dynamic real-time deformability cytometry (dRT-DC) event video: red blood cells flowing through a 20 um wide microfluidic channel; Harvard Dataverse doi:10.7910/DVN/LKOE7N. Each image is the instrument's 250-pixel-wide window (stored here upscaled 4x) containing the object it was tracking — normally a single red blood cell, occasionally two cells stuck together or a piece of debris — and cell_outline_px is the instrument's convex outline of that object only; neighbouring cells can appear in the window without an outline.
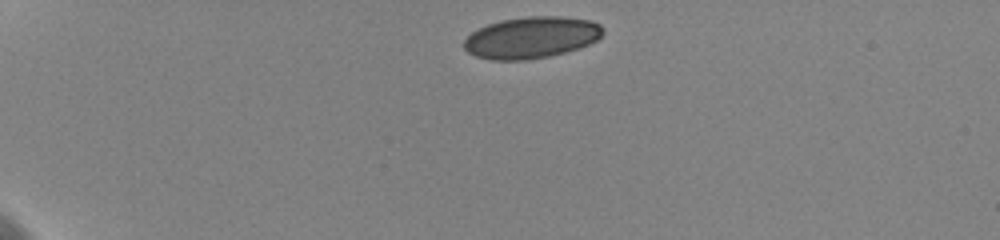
{"species": "human", "species_latin": "Homo sapiens", "temperature_condition": "cold", "stored_images_in_passage": 39, "camera_frame_rate_fps": 3000, "um_per_image_px": 0.085, "donor": {"sex": "female"}, "frame": {"image": 1, "passage_image": 1, "time_ms": 0.0, "image_size_px": [1000, 240], "cell_outline_px": [[604, 32], [596, 40], [588, 44], [564, 52], [548, 56], [524, 60], [488, 60], [476, 56], [468, 52], [464, 48], [464, 40], [472, 32], [488, 24], [504, 20], [528, 16], [560, 16], [588, 20], [600, 24], [604, 28]], "centroid_in_image_um": [45.16, 3.19], "position_along_channel_um": 39.8, "area_um2": 33.35}}
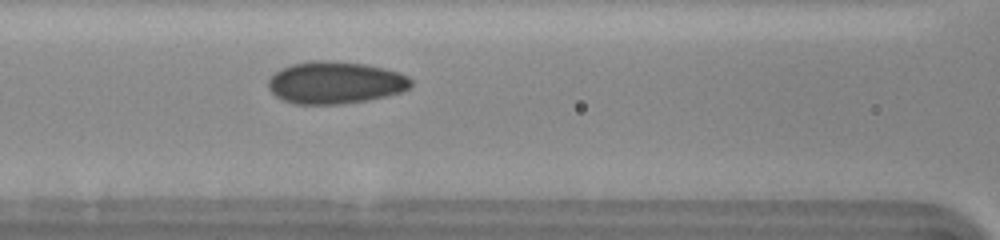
{"frame": {"image": 2, "passage_image": 15, "time_ms": 4.667, "image_size_px": [1000, 240], "cell_outline_px": [[412, 84], [408, 88], [400, 92], [384, 96], [364, 100], [340, 104], [296, 104], [284, 100], [276, 96], [268, 88], [268, 80], [276, 72], [292, 64], [316, 60], [332, 60], [368, 64], [400, 72], [408, 76], [412, 80]], "centroid_in_image_um": [28.51, 7.01], "position_along_channel_um": 138.1, "area_um2": 34.97}}
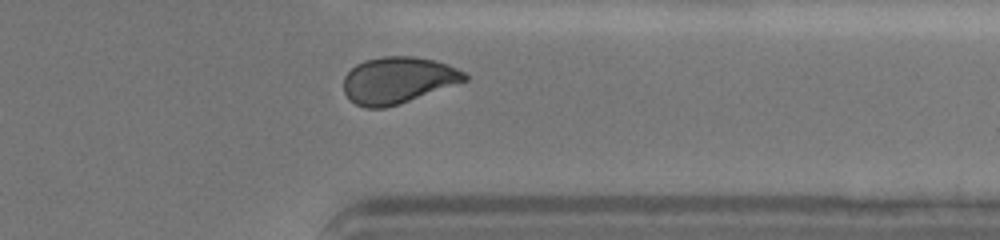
{"frame": {"image": 3, "passage_image": 35, "time_ms": 11.333, "image_size_px": [1000, 240], "cell_outline_px": [[468, 80], [400, 104], [384, 108], [364, 108], [356, 104], [344, 92], [344, 76], [356, 64], [364, 60], [384, 56], [412, 56], [436, 60], [456, 68], [464, 72], [468, 76]], "centroid_in_image_um": [33.82, 6.81], "position_along_channel_um": 377.6, "area_um2": 32.83}, "authors_computed_cell_mechanics": {"area_um2": 33.9864, "velocity_mm_per_s": 3.5949, "shape_relaxation_time_tau1_ms": null, "shape_relaxation_time_tau2_ms": 1.1957, "deformation_change_tau1": null, "deformation_change_tau2": 0.0512}}